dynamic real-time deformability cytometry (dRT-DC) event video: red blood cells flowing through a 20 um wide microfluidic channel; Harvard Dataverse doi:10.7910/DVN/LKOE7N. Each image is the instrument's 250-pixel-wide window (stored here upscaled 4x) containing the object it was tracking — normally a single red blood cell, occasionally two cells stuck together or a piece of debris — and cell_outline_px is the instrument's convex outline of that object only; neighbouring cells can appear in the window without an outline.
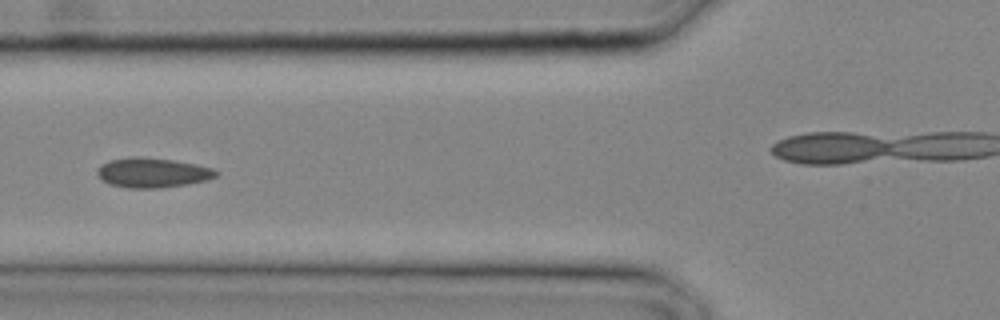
{"species": "common noctule bat (a hibernating species)", "species_latin": "Nyctalus noctula", "temperature_condition": "cold", "stored_images_in_passage": 19, "camera_frame_rate_fps": 3000, "um_per_image_px": 0.085, "animal": {"sex": "male", "body_mass_g": 20.4}, "frame": {"image": 1, "passage_image": 11, "time_ms": 3.333, "image_size_px": [1000, 320], "cell_outline_px": [[220, 172], [216, 176], [204, 180], [188, 184], [156, 188], [128, 188], [108, 184], [100, 180], [96, 172], [100, 164], [108, 160], [132, 156], [136, 156], [172, 160], [196, 164], [212, 168]], "centroid_in_image_um": [12.9, 14.67], "position_along_channel_um": 112.9, "area_um2": 20.69}}